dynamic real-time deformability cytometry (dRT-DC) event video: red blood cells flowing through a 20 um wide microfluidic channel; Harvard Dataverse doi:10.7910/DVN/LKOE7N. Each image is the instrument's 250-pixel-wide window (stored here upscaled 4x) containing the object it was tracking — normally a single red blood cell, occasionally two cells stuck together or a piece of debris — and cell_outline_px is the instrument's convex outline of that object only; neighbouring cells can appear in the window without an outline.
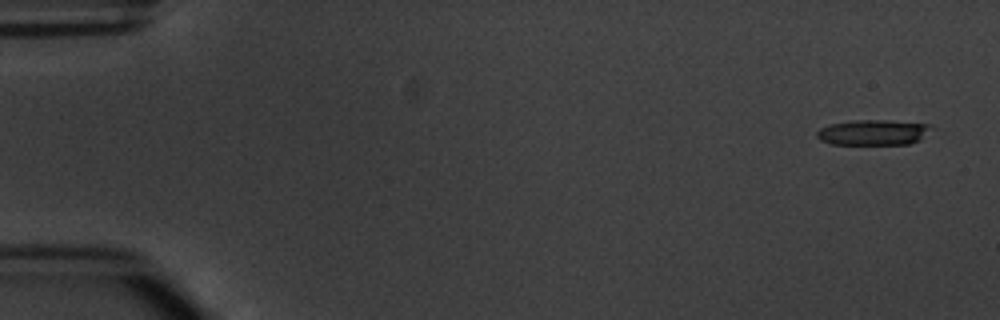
{"species": "common noctule bat (a hibernating species)", "species_latin": "Nyctalus noctula", "temperature_condition": "warm", "stored_images_in_passage": 4, "camera_frame_rate_fps": 3000, "um_per_image_px": 0.085, "animal": {"sex": "male", "body_mass_g": 20.1, "forearm_length_mm": 53.5}, "frame": {"image": 1, "passage_image": 1, "time_ms": 0.0, "image_size_px": [1000, 320], "cell_outline_px": [[936, 128], [920, 140], [908, 144], [832, 144], [820, 140], [816, 136], [816, 132], [820, 128], [832, 124], [852, 120], [888, 120], [928, 124]], "centroid_in_image_um": [74.27, 11.25], "position_along_channel_um": 10.7, "area_um2": 17.11}}
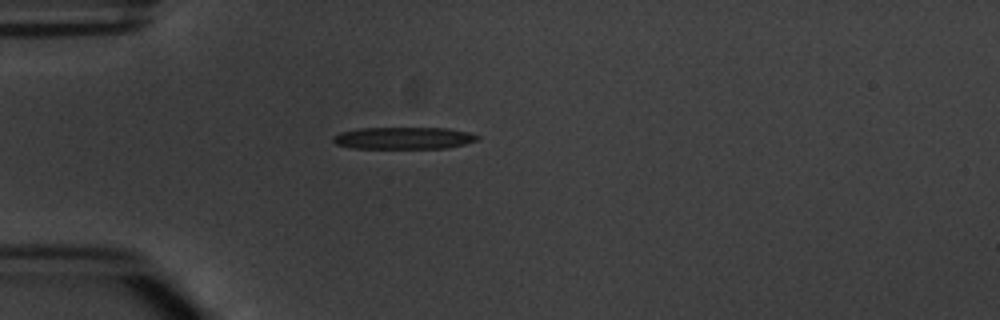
{"frame": {"image": 2, "passage_image": 4, "time_ms": 4.333, "image_size_px": [1000, 320], "cell_outline_px": [[480, 136], [476, 140], [464, 144], [444, 148], [352, 148], [336, 144], [332, 140], [332, 136], [340, 132], [360, 128], [448, 128], [468, 132]], "centroid_in_image_um": [34.27, 11.73], "position_along_channel_um": 50.7, "area_um2": 18.44}}